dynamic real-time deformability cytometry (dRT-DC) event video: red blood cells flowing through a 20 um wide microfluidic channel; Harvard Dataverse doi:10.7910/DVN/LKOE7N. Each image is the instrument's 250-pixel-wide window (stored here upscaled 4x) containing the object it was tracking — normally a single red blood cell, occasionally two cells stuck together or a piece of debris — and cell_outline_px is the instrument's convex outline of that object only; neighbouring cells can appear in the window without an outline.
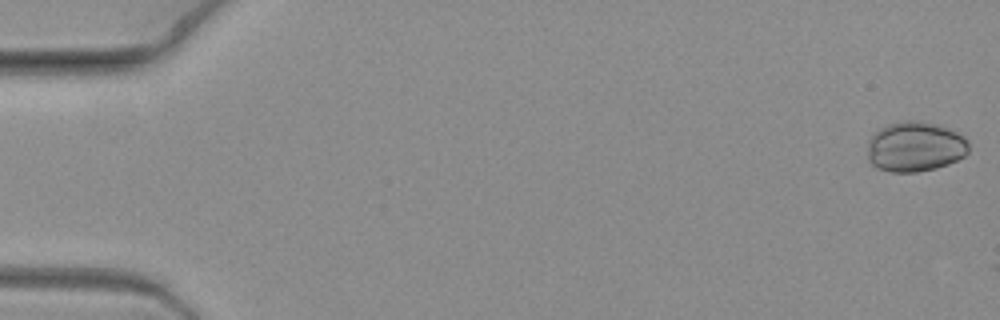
{"species": "common noctule bat (a hibernating species)", "species_latin": "Nyctalus noctula", "temperature_condition": "warm", "stored_images_in_passage": 2, "camera_frame_rate_fps": 3000, "um_per_image_px": 0.085, "animal": {"sex": "female", "body_mass_g": 19.3, "forearm_length_mm": 54.1}, "frame": {"image": 1, "passage_image": 1, "time_ms": 0.0, "image_size_px": [1000, 320], "cell_outline_px": [[968, 152], [964, 156], [948, 164], [936, 168], [916, 172], [892, 172], [880, 168], [872, 164], [868, 160], [868, 140], [880, 128], [888, 124], [900, 120], [916, 120], [940, 124], [964, 136], [968, 140]], "centroid_in_image_um": [77.79, 12.45], "position_along_channel_um": 7.2, "area_um2": 29.71}}